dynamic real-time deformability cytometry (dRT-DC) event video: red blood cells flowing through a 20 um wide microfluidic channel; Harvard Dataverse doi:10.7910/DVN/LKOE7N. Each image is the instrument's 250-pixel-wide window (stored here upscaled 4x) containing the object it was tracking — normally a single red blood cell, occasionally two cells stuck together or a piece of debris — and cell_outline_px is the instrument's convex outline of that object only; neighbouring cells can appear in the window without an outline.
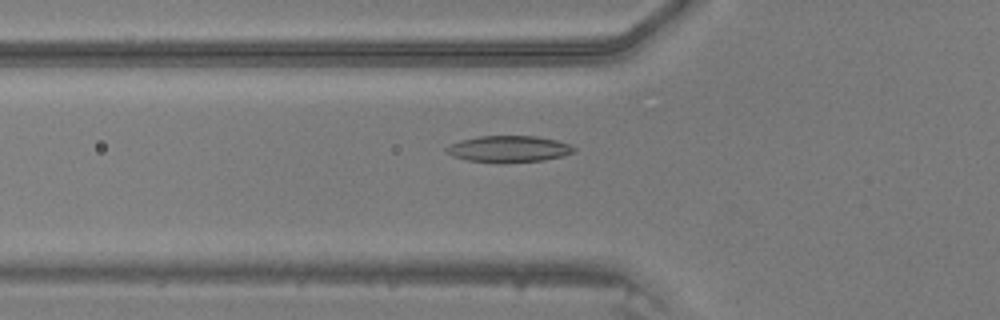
{"species": "common noctule bat (a hibernating species)", "species_latin": "Nyctalus noctula", "temperature_condition": "warm", "stored_images_in_passage": 44, "camera_frame_rate_fps": 3000, "um_per_image_px": 0.085, "animal": {"sex": "male", "body_mass_g": 20.5, "forearm_length_mm": 52.5}, "frame": {"image": 1, "passage_image": 17, "time_ms": 5.333, "image_size_px": [1000, 320], "cell_outline_px": [[576, 152], [544, 160], [500, 164], [468, 160], [452, 156], [444, 148], [460, 140], [480, 136], [536, 136], [556, 140], [568, 144], [576, 148]], "centroid_in_image_um": [43.25, 12.67], "position_along_channel_um": 82.6, "area_um2": 19.77}}
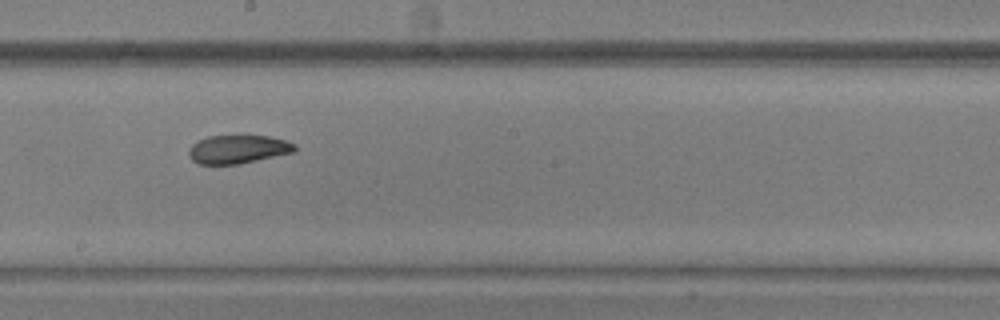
{"frame": {"image": 2, "passage_image": 27, "time_ms": 8.667, "image_size_px": [1000, 320], "cell_outline_px": [[296, 152], [240, 164], [196, 164], [188, 156], [188, 148], [192, 144], [208, 136], [268, 136], [284, 140], [296, 144]], "centroid_in_image_um": [20.22, 12.7], "position_along_channel_um": 228.0, "area_um2": 17.69}}
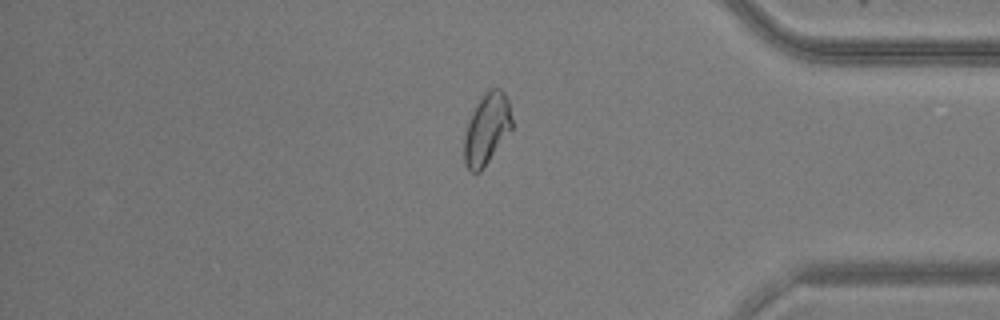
{"frame": {"image": 3, "passage_image": 40, "time_ms": 13.0, "image_size_px": [1000, 320], "cell_outline_px": [[512, 128], [484, 168], [480, 172], [472, 172], [468, 168], [464, 160], [464, 136], [472, 112], [484, 92], [492, 88], [500, 88], [504, 92], [508, 100], [512, 120]], "centroid_in_image_um": [41.38, 10.96], "position_along_channel_um": 393.8, "area_um2": 19.59}}